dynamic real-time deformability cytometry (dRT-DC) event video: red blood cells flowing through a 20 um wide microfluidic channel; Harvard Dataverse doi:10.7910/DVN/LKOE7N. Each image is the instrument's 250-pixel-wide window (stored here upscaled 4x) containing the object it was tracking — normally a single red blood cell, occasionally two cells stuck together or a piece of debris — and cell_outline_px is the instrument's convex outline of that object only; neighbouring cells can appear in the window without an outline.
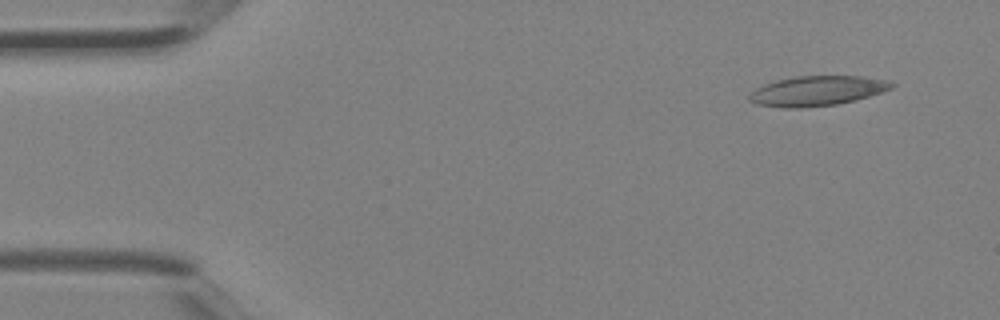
{"species": "Egyptian fruit bat (a non-hibernating species)", "species_latin": "Rousettus aegyptiacus", "temperature_condition": "room temperature", "stored_images_in_passage": 3, "camera_frame_rate_fps": 3000, "um_per_image_px": 0.085, "animal": {"sex": "female"}, "frame": {"image": 1, "passage_image": 1, "time_ms": 0.0, "image_size_px": [1000, 320], "cell_outline_px": [[896, 84], [892, 88], [856, 100], [836, 104], [800, 108], [780, 108], [756, 104], [748, 100], [748, 96], [756, 88], [764, 84], [776, 80], [796, 76], [860, 76], [888, 80]], "centroid_in_image_um": [69.42, 7.72], "position_along_channel_um": 15.6, "area_um2": 24.8}}
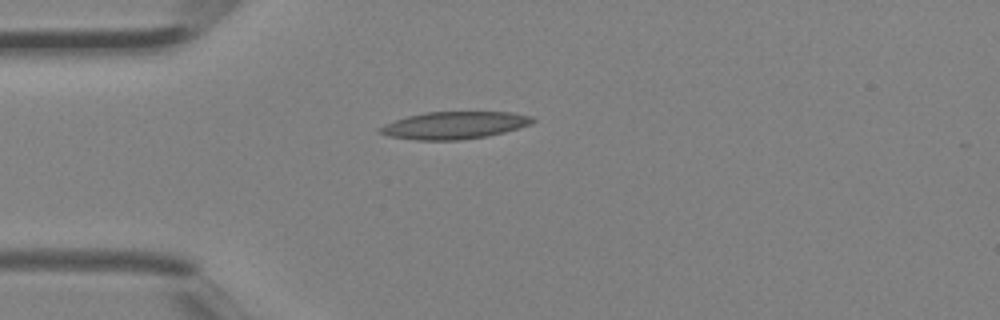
{"frame": {"image": 2, "passage_image": 3, "time_ms": 0.667, "image_size_px": [1000, 320], "cell_outline_px": [[536, 120], [532, 124], [504, 132], [488, 136], [460, 140], [416, 140], [392, 136], [380, 132], [376, 128], [384, 124], [408, 116], [424, 112], [512, 112], [532, 116]], "centroid_in_image_um": [38.66, 10.64], "position_along_channel_um": 46.3, "area_um2": 24.28}}